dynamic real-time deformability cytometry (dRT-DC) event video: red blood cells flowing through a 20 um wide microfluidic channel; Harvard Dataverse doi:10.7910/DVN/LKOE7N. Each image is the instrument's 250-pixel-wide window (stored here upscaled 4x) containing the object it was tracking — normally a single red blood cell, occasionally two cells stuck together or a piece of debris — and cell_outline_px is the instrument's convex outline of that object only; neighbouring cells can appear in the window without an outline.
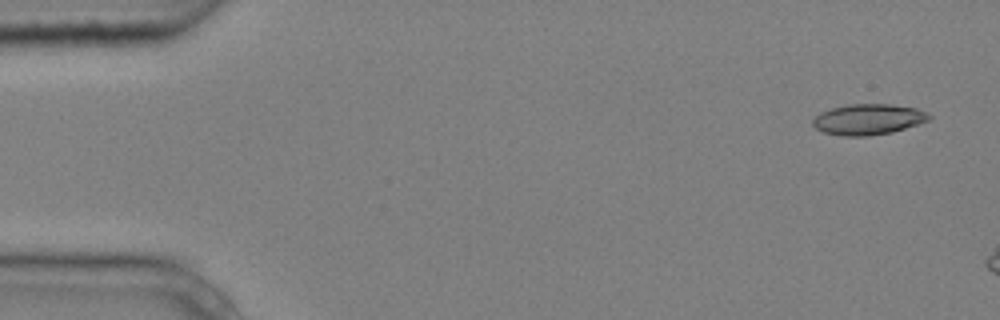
{"species": "common noctule bat (a hibernating species)", "species_latin": "Nyctalus noctula", "temperature_condition": "cold", "stored_images_in_passage": 2, "camera_frame_rate_fps": 3000, "um_per_image_px": 0.085, "animal": {"sex": "male", "body_mass_g": 20.4}, "frame": {"image": 1, "passage_image": 1, "time_ms": 0.0, "image_size_px": [1000, 320], "cell_outline_px": [[932, 116], [928, 120], [892, 132], [868, 136], [844, 136], [824, 132], [816, 128], [812, 124], [812, 120], [820, 112], [832, 108], [848, 104], [892, 104], [916, 108]], "centroid_in_image_um": [73.77, 10.14], "position_along_channel_um": 11.2, "area_um2": 20.63}}